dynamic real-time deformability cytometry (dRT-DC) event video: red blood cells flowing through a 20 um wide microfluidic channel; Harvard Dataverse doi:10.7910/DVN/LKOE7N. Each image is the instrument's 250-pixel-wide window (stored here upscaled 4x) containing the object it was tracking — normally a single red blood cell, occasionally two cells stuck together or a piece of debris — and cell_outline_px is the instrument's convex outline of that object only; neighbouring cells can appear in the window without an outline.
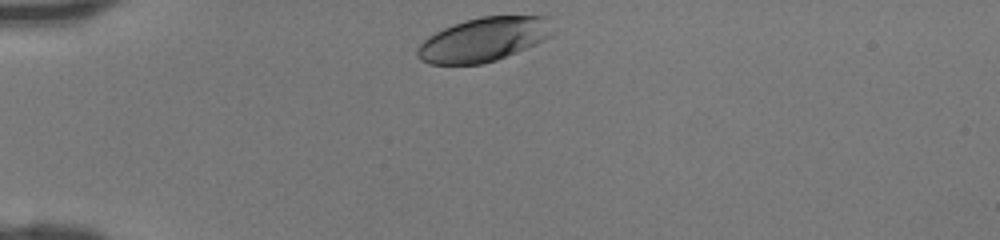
{"species": "human", "species_latin": "Homo sapiens", "temperature_condition": "room temperature", "stored_images_in_passage": 29, "camera_frame_rate_fps": 3000, "um_per_image_px": 0.085, "donor": {"sex": "female"}, "frame": {"image": 1, "passage_image": 1, "time_ms": 0.0, "image_size_px": [1000, 240], "cell_outline_px": [[552, 32], [544, 40], [536, 44], [496, 60], [480, 64], [428, 64], [420, 60], [416, 52], [416, 48], [428, 36], [452, 24], [480, 16], [552, 16]], "centroid_in_image_um": [41.11, 3.34], "position_along_channel_um": 43.9, "area_um2": 34.74}}
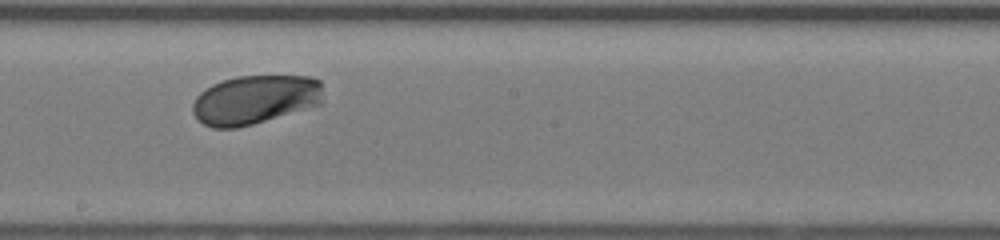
{"frame": {"image": 2, "passage_image": 16, "time_ms": 5.0, "image_size_px": [1000, 240], "cell_outline_px": [[320, 104], [252, 124], [236, 128], [212, 128], [204, 124], [192, 112], [192, 104], [196, 96], [204, 88], [212, 84], [236, 76], [312, 76], [320, 80]], "centroid_in_image_um": [21.62, 8.46], "position_along_channel_um": 226.6, "area_um2": 36.99}}
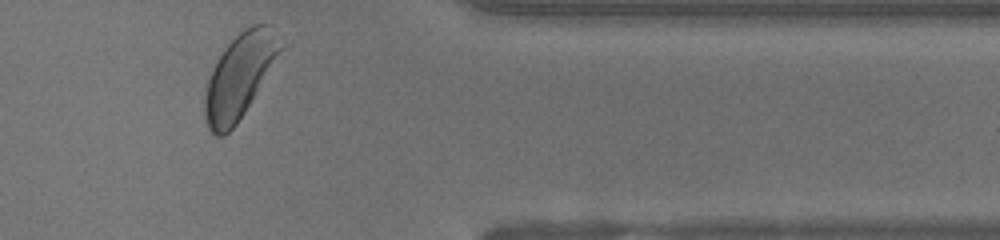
{"frame": {"image": 3, "passage_image": 28, "time_ms": 9.0, "image_size_px": [1000, 240], "cell_outline_px": [[284, 48], [244, 112], [236, 124], [224, 136], [216, 136], [208, 128], [204, 116], [204, 96], [208, 80], [212, 68], [216, 60], [224, 48], [244, 28], [252, 24], [268, 24]], "centroid_in_image_um": [20.32, 6.47], "position_along_channel_um": 391.1, "area_um2": 36.65}}